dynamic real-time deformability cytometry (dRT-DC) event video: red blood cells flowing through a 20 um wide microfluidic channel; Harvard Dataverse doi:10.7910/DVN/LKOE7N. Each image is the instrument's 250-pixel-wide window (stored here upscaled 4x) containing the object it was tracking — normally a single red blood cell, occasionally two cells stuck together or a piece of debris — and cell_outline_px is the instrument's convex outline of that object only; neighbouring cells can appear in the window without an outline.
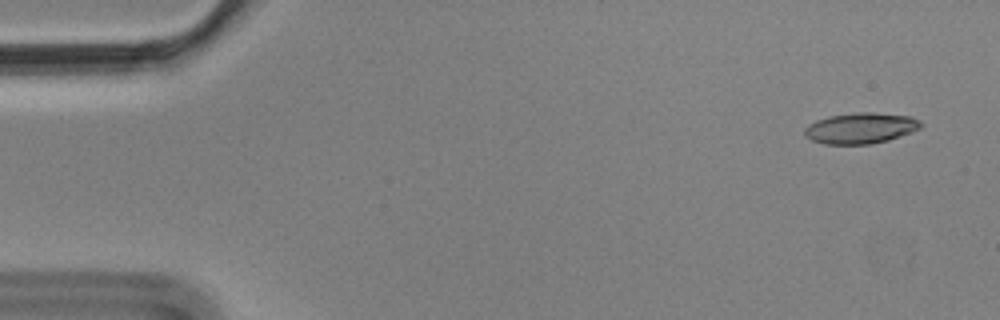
{"species": "Egyptian fruit bat (a non-hibernating species)", "species_latin": "Rousettus aegyptiacus", "temperature_condition": "cold", "stored_images_in_passage": 4, "camera_frame_rate_fps": 3000, "um_per_image_px": 0.085, "animal": {"sex": "male"}, "frame": {"image": 1, "passage_image": 1, "time_ms": 0.0, "image_size_px": [1000, 320], "cell_outline_px": [[924, 124], [920, 128], [912, 132], [888, 140], [868, 144], [824, 144], [812, 140], [804, 136], [804, 128], [808, 124], [816, 120], [828, 116], [860, 112], [872, 112], [912, 116], [920, 120]], "centroid_in_image_um": [73.16, 10.88], "position_along_channel_um": 11.8, "area_um2": 21.04}}